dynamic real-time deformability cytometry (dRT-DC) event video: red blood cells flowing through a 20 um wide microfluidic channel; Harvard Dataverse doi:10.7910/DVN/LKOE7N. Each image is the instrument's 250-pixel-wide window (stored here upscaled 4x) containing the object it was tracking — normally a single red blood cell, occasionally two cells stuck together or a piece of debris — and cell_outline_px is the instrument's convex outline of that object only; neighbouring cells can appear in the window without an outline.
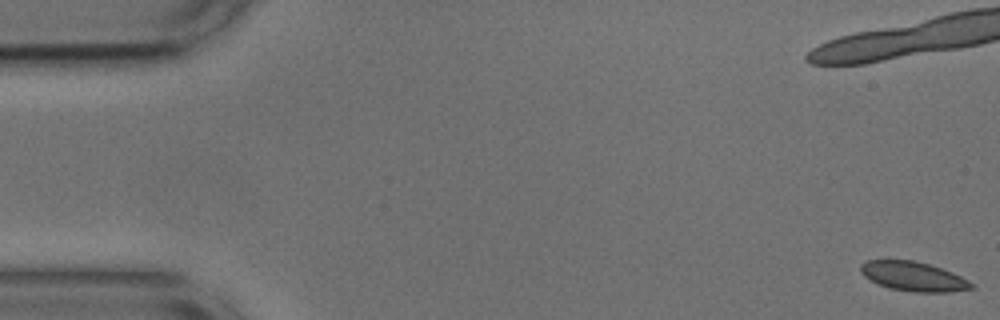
{"species": "common noctule bat (a hibernating species)", "species_latin": "Nyctalus noctula", "temperature_condition": "cold", "stored_images_in_passage": 55, "camera_frame_rate_fps": 3000, "um_per_image_px": 0.085, "animal": {"sex": "male", "body_mass_g": 17.9, "forearm_length_mm": 54.2}, "frame": {"image": 1, "passage_image": 1, "time_ms": 0.0, "image_size_px": [1000, 320], "cell_outline_px": [[976, 288], [948, 292], [916, 292], [888, 288], [864, 276], [860, 272], [860, 264], [868, 260], [912, 260], [928, 264], [952, 272], [976, 284]], "centroid_in_image_um": [77.67, 23.5], "position_along_channel_um": 7.3, "area_um2": 18.9}, "authors_computed_cell_mechanics": {"area_um2": 19.0162, "velocity_mm_per_s": 3.6526, "shape_relaxation_time_tau1_ms": 3.309, "shape_relaxation_time_tau2_ms": 0.7332, "deformation_change_tau1": 0.1059, "deformation_change_tau2": 0.0681}}